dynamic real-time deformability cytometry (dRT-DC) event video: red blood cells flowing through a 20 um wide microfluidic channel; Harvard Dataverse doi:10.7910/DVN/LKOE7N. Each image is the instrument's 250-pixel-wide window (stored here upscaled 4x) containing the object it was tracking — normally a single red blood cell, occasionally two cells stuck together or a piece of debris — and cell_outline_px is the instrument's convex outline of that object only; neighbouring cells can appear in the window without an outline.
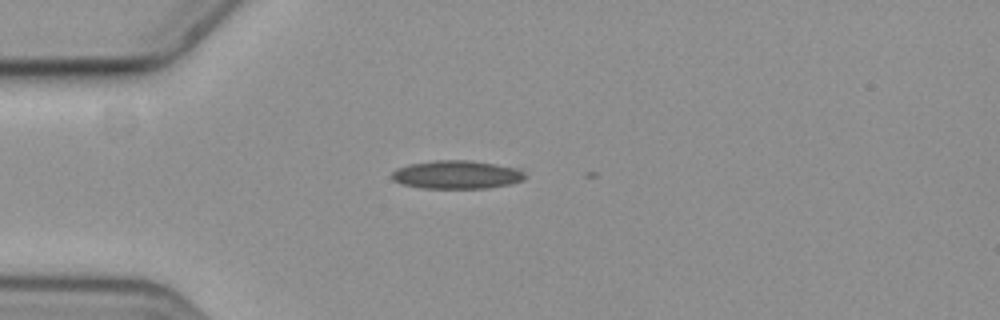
{"species": "common noctule bat (a hibernating species)", "species_latin": "Nyctalus noctula", "temperature_condition": "cold", "stored_images_in_passage": 5, "camera_frame_rate_fps": 3000, "um_per_image_px": 0.085, "animal": {"sex": "female", "body_mass_g": 19.3, "forearm_length_mm": 54.1}, "frame": {"image": 1, "passage_image": 1, "time_ms": 0.0, "image_size_px": [1000, 320], "cell_outline_px": [[524, 180], [508, 184], [488, 188], [424, 188], [404, 184], [392, 180], [392, 172], [396, 168], [408, 164], [432, 160], [472, 160], [520, 168], [524, 172]], "centroid_in_image_um": [38.82, 14.83], "position_along_channel_um": 46.2, "area_um2": 22.08}}